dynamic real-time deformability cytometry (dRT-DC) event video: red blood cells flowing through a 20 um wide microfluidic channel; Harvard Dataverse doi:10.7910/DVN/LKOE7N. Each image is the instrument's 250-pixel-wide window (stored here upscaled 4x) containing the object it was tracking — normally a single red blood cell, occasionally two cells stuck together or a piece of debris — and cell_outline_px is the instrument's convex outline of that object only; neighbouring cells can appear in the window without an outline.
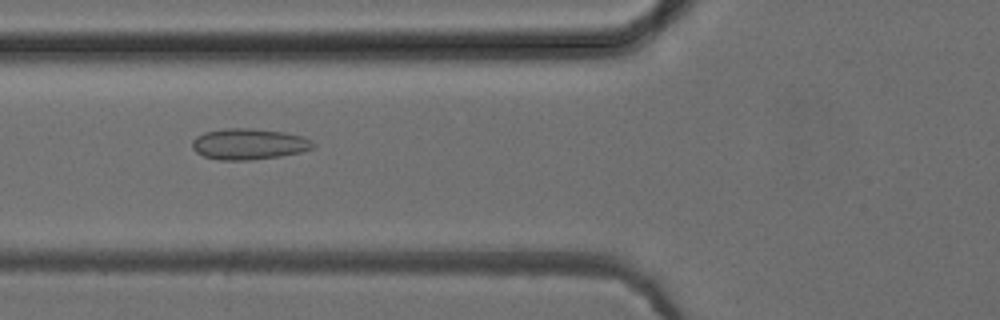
{"species": "common noctule bat (a hibernating species)", "species_latin": "Nyctalus noctula", "temperature_condition": "cold", "stored_images_in_passage": 52, "camera_frame_rate_fps": 3000, "um_per_image_px": 0.085, "animal": {"sex": "female", "body_mass_g": 24.6, "forearm_length_mm": 56.2}, "frame": {"image": 1, "passage_image": 20, "time_ms": 6.333, "image_size_px": [1000, 320], "cell_outline_px": [[316, 144], [312, 148], [300, 152], [280, 156], [252, 160], [220, 160], [204, 156], [196, 152], [192, 148], [192, 140], [196, 136], [204, 132], [224, 128], [252, 128], [284, 132], [300, 136], [312, 140]], "centroid_in_image_um": [21.13, 12.24], "position_along_channel_um": 104.7, "area_um2": 21.91}}
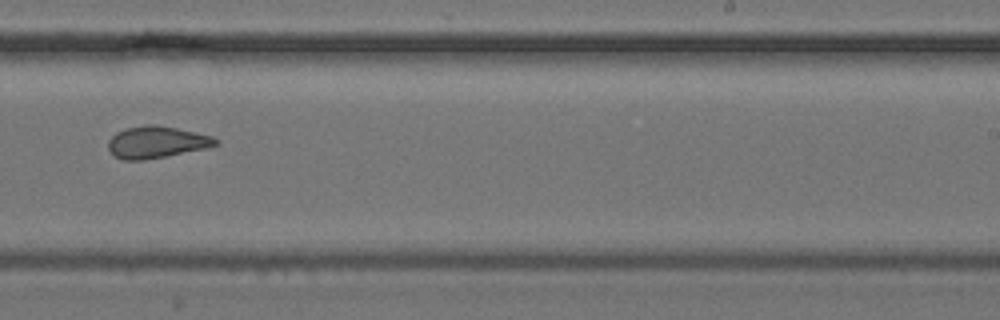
{"frame": {"image": 2, "passage_image": 33, "time_ms": 10.667, "image_size_px": [1000, 320], "cell_outline_px": [[220, 144], [208, 148], [144, 160], [124, 160], [116, 156], [108, 148], [108, 140], [116, 132], [124, 128], [144, 124], [156, 124], [176, 128], [212, 136], [220, 140]], "centroid_in_image_um": [13.32, 12.07], "position_along_channel_um": 275.7, "area_um2": 20.06}}
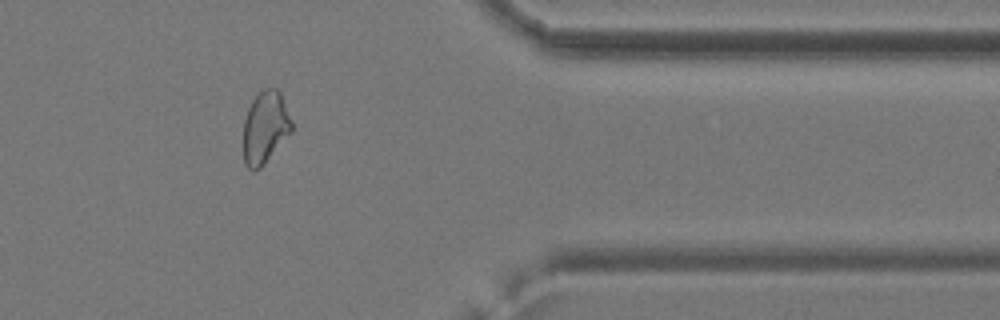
{"frame": {"image": 3, "passage_image": 43, "time_ms": 14.0, "image_size_px": [1000, 320], "cell_outline_px": [[292, 132], [260, 168], [248, 168], [244, 164], [244, 120], [248, 108], [252, 100], [264, 88], [276, 88], [280, 92], [292, 120]], "centroid_in_image_um": [22.55, 10.81], "position_along_channel_um": 388.8, "area_um2": 20.17}, "authors_computed_cell_mechanics": {"area_um2": 21.5883, "velocity_mm_per_s": 3.9526, "shape_relaxation_time_tau1_ms": null, "shape_relaxation_time_tau2_ms": 1.5982, "deformation_change_tau1": null, "deformation_change_tau2": 0.0867}}